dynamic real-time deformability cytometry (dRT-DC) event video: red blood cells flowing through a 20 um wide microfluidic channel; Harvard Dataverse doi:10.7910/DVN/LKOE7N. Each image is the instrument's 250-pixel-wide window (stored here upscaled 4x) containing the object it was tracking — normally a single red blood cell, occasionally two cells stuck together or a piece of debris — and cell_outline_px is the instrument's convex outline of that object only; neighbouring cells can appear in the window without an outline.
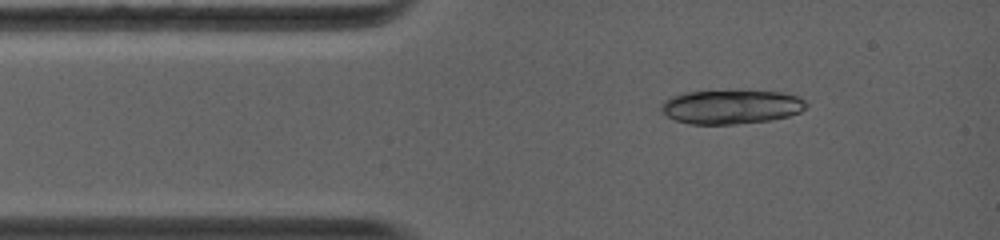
{"species": "common noctule bat (a hibernating species)", "species_latin": "Nyctalus noctula", "temperature_condition": "warm", "stored_images_in_passage": 3, "camera_frame_rate_fps": 5000, "um_per_image_px": 0.085, "animal": {"sex": "female", "body_mass_g": 19.0, "forearm_length_mm": 56.7}, "frame": {"image": 1, "passage_image": 1, "time_ms": 0.0, "image_size_px": [1000, 240], "cell_outline_px": [[808, 104], [800, 112], [788, 116], [768, 120], [736, 124], [688, 124], [676, 120], [660, 112], [660, 104], [664, 100], [672, 96], [684, 92], [736, 88], [784, 92], [796, 96], [804, 100]], "centroid_in_image_um": [62.12, 9.03], "position_along_channel_um": 22.9, "area_um2": 29.82}}